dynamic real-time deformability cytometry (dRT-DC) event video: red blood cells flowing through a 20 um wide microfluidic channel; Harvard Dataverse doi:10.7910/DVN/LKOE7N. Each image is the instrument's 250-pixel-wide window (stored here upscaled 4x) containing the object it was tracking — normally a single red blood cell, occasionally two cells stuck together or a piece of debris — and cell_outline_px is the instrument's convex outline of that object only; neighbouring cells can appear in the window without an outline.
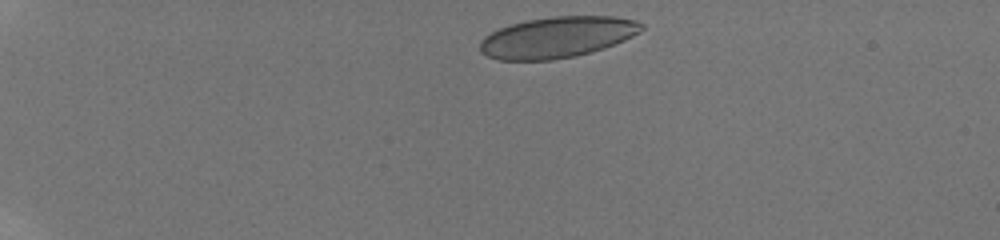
{"species": "human", "species_latin": "Homo sapiens", "temperature_condition": "room temperature", "stored_images_in_passage": 5, "camera_frame_rate_fps": 3000, "um_per_image_px": 0.085, "donor": {"sex": "male"}, "frame": {"image": 1, "passage_image": 1, "time_ms": 0.0, "image_size_px": [1000, 240], "cell_outline_px": [[644, 28], [640, 32], [624, 40], [604, 48], [576, 56], [552, 60], [500, 60], [488, 56], [480, 52], [480, 40], [484, 36], [500, 28], [512, 24], [528, 20], [552, 16], [612, 16], [636, 20], [644, 24]], "centroid_in_image_um": [47.37, 3.16], "position_along_channel_um": 37.6, "area_um2": 38.61}}
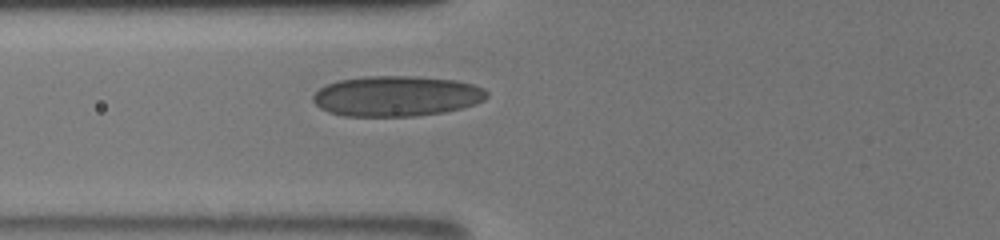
{"frame": {"image": 2, "passage_image": 5, "time_ms": 3.667, "image_size_px": [1000, 240], "cell_outline_px": [[488, 96], [484, 100], [476, 104], [444, 112], [416, 116], [344, 116], [328, 112], [320, 108], [312, 100], [312, 96], [320, 88], [328, 84], [340, 80], [368, 76], [416, 76], [456, 80], [472, 84], [484, 88], [488, 92]], "centroid_in_image_um": [33.72, 8.17], "position_along_channel_um": 92.1, "area_um2": 41.04}}